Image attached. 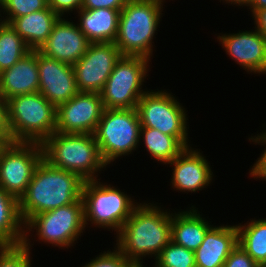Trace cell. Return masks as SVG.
<instances>
[{
	"mask_svg": "<svg viewBox=\"0 0 266 267\" xmlns=\"http://www.w3.org/2000/svg\"><path fill=\"white\" fill-rule=\"evenodd\" d=\"M225 1H226V3L227 2L231 3V4L233 3L234 5L238 4L237 6H242V5L246 6V4L248 3L249 0H225Z\"/></svg>",
	"mask_w": 266,
	"mask_h": 267,
	"instance_id": "38",
	"label": "cell"
},
{
	"mask_svg": "<svg viewBox=\"0 0 266 267\" xmlns=\"http://www.w3.org/2000/svg\"><path fill=\"white\" fill-rule=\"evenodd\" d=\"M190 209L172 214L171 241L186 249L196 251L212 226L201 217L202 215L194 206Z\"/></svg>",
	"mask_w": 266,
	"mask_h": 267,
	"instance_id": "21",
	"label": "cell"
},
{
	"mask_svg": "<svg viewBox=\"0 0 266 267\" xmlns=\"http://www.w3.org/2000/svg\"><path fill=\"white\" fill-rule=\"evenodd\" d=\"M223 267H260L243 248L237 244L230 252Z\"/></svg>",
	"mask_w": 266,
	"mask_h": 267,
	"instance_id": "31",
	"label": "cell"
},
{
	"mask_svg": "<svg viewBox=\"0 0 266 267\" xmlns=\"http://www.w3.org/2000/svg\"><path fill=\"white\" fill-rule=\"evenodd\" d=\"M140 128L136 108L104 109L93 133L103 161L108 165L136 150L140 142Z\"/></svg>",
	"mask_w": 266,
	"mask_h": 267,
	"instance_id": "7",
	"label": "cell"
},
{
	"mask_svg": "<svg viewBox=\"0 0 266 267\" xmlns=\"http://www.w3.org/2000/svg\"><path fill=\"white\" fill-rule=\"evenodd\" d=\"M6 103L12 142L42 144L56 132L57 108L40 92L16 95Z\"/></svg>",
	"mask_w": 266,
	"mask_h": 267,
	"instance_id": "5",
	"label": "cell"
},
{
	"mask_svg": "<svg viewBox=\"0 0 266 267\" xmlns=\"http://www.w3.org/2000/svg\"><path fill=\"white\" fill-rule=\"evenodd\" d=\"M121 56L115 43H90L73 65L78 91L100 93Z\"/></svg>",
	"mask_w": 266,
	"mask_h": 267,
	"instance_id": "12",
	"label": "cell"
},
{
	"mask_svg": "<svg viewBox=\"0 0 266 267\" xmlns=\"http://www.w3.org/2000/svg\"><path fill=\"white\" fill-rule=\"evenodd\" d=\"M154 267H196L195 252L170 241L155 258Z\"/></svg>",
	"mask_w": 266,
	"mask_h": 267,
	"instance_id": "27",
	"label": "cell"
},
{
	"mask_svg": "<svg viewBox=\"0 0 266 267\" xmlns=\"http://www.w3.org/2000/svg\"><path fill=\"white\" fill-rule=\"evenodd\" d=\"M236 226L238 244L260 267H266V218Z\"/></svg>",
	"mask_w": 266,
	"mask_h": 267,
	"instance_id": "24",
	"label": "cell"
},
{
	"mask_svg": "<svg viewBox=\"0 0 266 267\" xmlns=\"http://www.w3.org/2000/svg\"><path fill=\"white\" fill-rule=\"evenodd\" d=\"M25 230V237L22 245L0 246V267H31V247L28 235ZM30 246V247H29Z\"/></svg>",
	"mask_w": 266,
	"mask_h": 267,
	"instance_id": "28",
	"label": "cell"
},
{
	"mask_svg": "<svg viewBox=\"0 0 266 267\" xmlns=\"http://www.w3.org/2000/svg\"><path fill=\"white\" fill-rule=\"evenodd\" d=\"M246 6L250 7L249 9L252 11L253 14L257 10L266 8V0H249Z\"/></svg>",
	"mask_w": 266,
	"mask_h": 267,
	"instance_id": "37",
	"label": "cell"
},
{
	"mask_svg": "<svg viewBox=\"0 0 266 267\" xmlns=\"http://www.w3.org/2000/svg\"><path fill=\"white\" fill-rule=\"evenodd\" d=\"M12 143L7 123V103L0 95V145Z\"/></svg>",
	"mask_w": 266,
	"mask_h": 267,
	"instance_id": "35",
	"label": "cell"
},
{
	"mask_svg": "<svg viewBox=\"0 0 266 267\" xmlns=\"http://www.w3.org/2000/svg\"><path fill=\"white\" fill-rule=\"evenodd\" d=\"M86 227L82 198L72 204L33 216L24 229H36L39 240L62 247H70Z\"/></svg>",
	"mask_w": 266,
	"mask_h": 267,
	"instance_id": "11",
	"label": "cell"
},
{
	"mask_svg": "<svg viewBox=\"0 0 266 267\" xmlns=\"http://www.w3.org/2000/svg\"><path fill=\"white\" fill-rule=\"evenodd\" d=\"M186 147L173 161L172 187L183 192H196L211 183L213 172L204 156ZM202 188V189H201Z\"/></svg>",
	"mask_w": 266,
	"mask_h": 267,
	"instance_id": "17",
	"label": "cell"
},
{
	"mask_svg": "<svg viewBox=\"0 0 266 267\" xmlns=\"http://www.w3.org/2000/svg\"><path fill=\"white\" fill-rule=\"evenodd\" d=\"M83 184L84 180L78 174L56 168L43 158L26 192L18 200L24 225L39 213L79 201Z\"/></svg>",
	"mask_w": 266,
	"mask_h": 267,
	"instance_id": "2",
	"label": "cell"
},
{
	"mask_svg": "<svg viewBox=\"0 0 266 267\" xmlns=\"http://www.w3.org/2000/svg\"><path fill=\"white\" fill-rule=\"evenodd\" d=\"M129 0H84L82 8L93 10L98 8L122 9Z\"/></svg>",
	"mask_w": 266,
	"mask_h": 267,
	"instance_id": "34",
	"label": "cell"
},
{
	"mask_svg": "<svg viewBox=\"0 0 266 267\" xmlns=\"http://www.w3.org/2000/svg\"><path fill=\"white\" fill-rule=\"evenodd\" d=\"M84 0H48V6L59 16L73 10L79 11Z\"/></svg>",
	"mask_w": 266,
	"mask_h": 267,
	"instance_id": "33",
	"label": "cell"
},
{
	"mask_svg": "<svg viewBox=\"0 0 266 267\" xmlns=\"http://www.w3.org/2000/svg\"><path fill=\"white\" fill-rule=\"evenodd\" d=\"M252 16L256 24L255 29L266 38V8L255 11Z\"/></svg>",
	"mask_w": 266,
	"mask_h": 267,
	"instance_id": "36",
	"label": "cell"
},
{
	"mask_svg": "<svg viewBox=\"0 0 266 267\" xmlns=\"http://www.w3.org/2000/svg\"><path fill=\"white\" fill-rule=\"evenodd\" d=\"M163 1L129 0L121 9L114 43L122 56H139L150 60L152 40L160 23Z\"/></svg>",
	"mask_w": 266,
	"mask_h": 267,
	"instance_id": "4",
	"label": "cell"
},
{
	"mask_svg": "<svg viewBox=\"0 0 266 267\" xmlns=\"http://www.w3.org/2000/svg\"><path fill=\"white\" fill-rule=\"evenodd\" d=\"M238 244L237 226L211 227L195 252L196 267H223Z\"/></svg>",
	"mask_w": 266,
	"mask_h": 267,
	"instance_id": "19",
	"label": "cell"
},
{
	"mask_svg": "<svg viewBox=\"0 0 266 267\" xmlns=\"http://www.w3.org/2000/svg\"><path fill=\"white\" fill-rule=\"evenodd\" d=\"M59 16L48 6L45 9L15 18L10 25L31 50H38L52 32Z\"/></svg>",
	"mask_w": 266,
	"mask_h": 267,
	"instance_id": "22",
	"label": "cell"
},
{
	"mask_svg": "<svg viewBox=\"0 0 266 267\" xmlns=\"http://www.w3.org/2000/svg\"><path fill=\"white\" fill-rule=\"evenodd\" d=\"M98 180H86L82 187L85 225L90 221L101 228H112L118 234L137 205L119 188L102 185Z\"/></svg>",
	"mask_w": 266,
	"mask_h": 267,
	"instance_id": "6",
	"label": "cell"
},
{
	"mask_svg": "<svg viewBox=\"0 0 266 267\" xmlns=\"http://www.w3.org/2000/svg\"><path fill=\"white\" fill-rule=\"evenodd\" d=\"M43 158L40 143L12 142L0 145V187L19 200Z\"/></svg>",
	"mask_w": 266,
	"mask_h": 267,
	"instance_id": "9",
	"label": "cell"
},
{
	"mask_svg": "<svg viewBox=\"0 0 266 267\" xmlns=\"http://www.w3.org/2000/svg\"><path fill=\"white\" fill-rule=\"evenodd\" d=\"M38 91L37 50H30L12 67L0 73V95L5 101L16 95Z\"/></svg>",
	"mask_w": 266,
	"mask_h": 267,
	"instance_id": "18",
	"label": "cell"
},
{
	"mask_svg": "<svg viewBox=\"0 0 266 267\" xmlns=\"http://www.w3.org/2000/svg\"><path fill=\"white\" fill-rule=\"evenodd\" d=\"M136 204L117 234L116 245L134 266L141 267L143 257L154 255L156 258L171 241L172 213L161 210L155 204Z\"/></svg>",
	"mask_w": 266,
	"mask_h": 267,
	"instance_id": "1",
	"label": "cell"
},
{
	"mask_svg": "<svg viewBox=\"0 0 266 267\" xmlns=\"http://www.w3.org/2000/svg\"><path fill=\"white\" fill-rule=\"evenodd\" d=\"M143 136V139L141 138ZM144 141L146 150L154 159L168 164L173 161L186 146L177 138L163 134L153 128H140V140Z\"/></svg>",
	"mask_w": 266,
	"mask_h": 267,
	"instance_id": "25",
	"label": "cell"
},
{
	"mask_svg": "<svg viewBox=\"0 0 266 267\" xmlns=\"http://www.w3.org/2000/svg\"><path fill=\"white\" fill-rule=\"evenodd\" d=\"M150 60L139 56H121L102 91L105 109H133L147 92L141 90Z\"/></svg>",
	"mask_w": 266,
	"mask_h": 267,
	"instance_id": "8",
	"label": "cell"
},
{
	"mask_svg": "<svg viewBox=\"0 0 266 267\" xmlns=\"http://www.w3.org/2000/svg\"><path fill=\"white\" fill-rule=\"evenodd\" d=\"M217 38L226 53L247 72L266 74V38L256 29Z\"/></svg>",
	"mask_w": 266,
	"mask_h": 267,
	"instance_id": "16",
	"label": "cell"
},
{
	"mask_svg": "<svg viewBox=\"0 0 266 267\" xmlns=\"http://www.w3.org/2000/svg\"><path fill=\"white\" fill-rule=\"evenodd\" d=\"M121 9L98 8L93 10L81 8L78 27L90 43H114L118 33Z\"/></svg>",
	"mask_w": 266,
	"mask_h": 267,
	"instance_id": "20",
	"label": "cell"
},
{
	"mask_svg": "<svg viewBox=\"0 0 266 267\" xmlns=\"http://www.w3.org/2000/svg\"><path fill=\"white\" fill-rule=\"evenodd\" d=\"M39 91L56 108L79 91L73 65L46 57L37 50Z\"/></svg>",
	"mask_w": 266,
	"mask_h": 267,
	"instance_id": "14",
	"label": "cell"
},
{
	"mask_svg": "<svg viewBox=\"0 0 266 267\" xmlns=\"http://www.w3.org/2000/svg\"><path fill=\"white\" fill-rule=\"evenodd\" d=\"M48 7L47 0H1L0 8L3 9L6 19L3 22L10 24L15 18L28 15Z\"/></svg>",
	"mask_w": 266,
	"mask_h": 267,
	"instance_id": "29",
	"label": "cell"
},
{
	"mask_svg": "<svg viewBox=\"0 0 266 267\" xmlns=\"http://www.w3.org/2000/svg\"><path fill=\"white\" fill-rule=\"evenodd\" d=\"M30 50L10 24H0V73L12 67Z\"/></svg>",
	"mask_w": 266,
	"mask_h": 267,
	"instance_id": "26",
	"label": "cell"
},
{
	"mask_svg": "<svg viewBox=\"0 0 266 267\" xmlns=\"http://www.w3.org/2000/svg\"><path fill=\"white\" fill-rule=\"evenodd\" d=\"M104 109L100 93L78 92L57 107L56 132L93 134Z\"/></svg>",
	"mask_w": 266,
	"mask_h": 267,
	"instance_id": "13",
	"label": "cell"
},
{
	"mask_svg": "<svg viewBox=\"0 0 266 267\" xmlns=\"http://www.w3.org/2000/svg\"><path fill=\"white\" fill-rule=\"evenodd\" d=\"M83 267H135L116 247L113 252L101 253Z\"/></svg>",
	"mask_w": 266,
	"mask_h": 267,
	"instance_id": "30",
	"label": "cell"
},
{
	"mask_svg": "<svg viewBox=\"0 0 266 267\" xmlns=\"http://www.w3.org/2000/svg\"><path fill=\"white\" fill-rule=\"evenodd\" d=\"M24 237L18 199L0 187V246L22 245Z\"/></svg>",
	"mask_w": 266,
	"mask_h": 267,
	"instance_id": "23",
	"label": "cell"
},
{
	"mask_svg": "<svg viewBox=\"0 0 266 267\" xmlns=\"http://www.w3.org/2000/svg\"><path fill=\"white\" fill-rule=\"evenodd\" d=\"M42 147L44 159L52 166L76 173L84 181L95 180L98 170L107 165L94 134L55 132L42 143Z\"/></svg>",
	"mask_w": 266,
	"mask_h": 267,
	"instance_id": "3",
	"label": "cell"
},
{
	"mask_svg": "<svg viewBox=\"0 0 266 267\" xmlns=\"http://www.w3.org/2000/svg\"><path fill=\"white\" fill-rule=\"evenodd\" d=\"M73 23L59 17L38 51L46 57L74 65L86 53L90 42Z\"/></svg>",
	"mask_w": 266,
	"mask_h": 267,
	"instance_id": "15",
	"label": "cell"
},
{
	"mask_svg": "<svg viewBox=\"0 0 266 267\" xmlns=\"http://www.w3.org/2000/svg\"><path fill=\"white\" fill-rule=\"evenodd\" d=\"M172 96L167 91H147L136 107L141 127L177 137L186 147H190L187 141L186 110Z\"/></svg>",
	"mask_w": 266,
	"mask_h": 267,
	"instance_id": "10",
	"label": "cell"
},
{
	"mask_svg": "<svg viewBox=\"0 0 266 267\" xmlns=\"http://www.w3.org/2000/svg\"><path fill=\"white\" fill-rule=\"evenodd\" d=\"M250 139L252 140V142H255L258 144L263 143L262 145H265L266 144V131L265 133L262 132L260 133V135L258 134L254 138L251 137ZM263 152L261 156L258 158V161L254 163L252 169L250 170L251 171L250 176L251 177L253 176L254 178L261 177V179L264 178L266 180V149Z\"/></svg>",
	"mask_w": 266,
	"mask_h": 267,
	"instance_id": "32",
	"label": "cell"
}]
</instances>
